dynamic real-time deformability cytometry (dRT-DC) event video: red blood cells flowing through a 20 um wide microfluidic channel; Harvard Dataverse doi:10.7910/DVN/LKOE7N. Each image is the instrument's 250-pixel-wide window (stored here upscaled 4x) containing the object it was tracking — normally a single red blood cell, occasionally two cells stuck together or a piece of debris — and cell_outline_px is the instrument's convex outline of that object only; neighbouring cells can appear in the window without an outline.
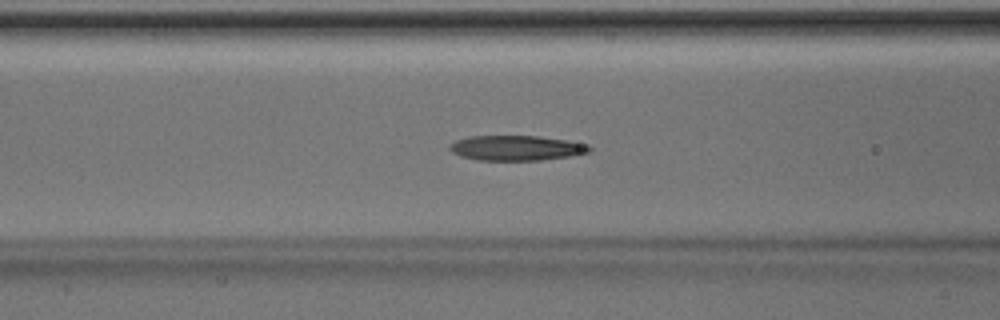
{"species": "Egyptian fruit bat (a non-hibernating species)", "species_latin": "Rousettus aegyptiacus", "temperature_condition": "room temperature", "stored_images_in_passage": 49, "camera_frame_rate_fps": 3000, "um_per_image_px": 0.085, "animal": {"sex": "male"}, "frame": {"image": 1, "passage_image": 19, "time_ms": 6.0, "image_size_px": [1000, 320], "cell_outline_px": [[592, 148], [588, 152], [568, 156], [540, 160], [476, 160], [460, 156], [452, 152], [448, 148], [448, 144], [456, 140], [468, 136], [536, 136], [564, 140], [588, 144]], "centroid_in_image_um": [43.82, 12.58], "position_along_channel_um": 122.8, "area_um2": 20.29}}
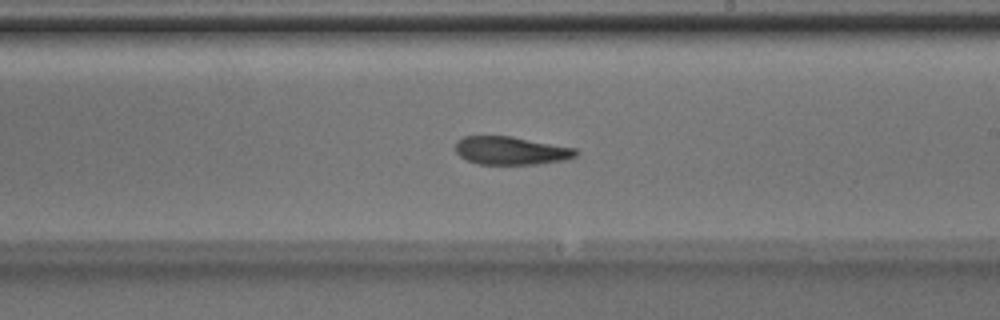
{"frame": {"image": 2, "passage_image": 28, "time_ms": 9.0, "image_size_px": [1000, 320], "cell_outline_px": [[580, 152], [576, 156], [564, 160], [540, 164], [480, 164], [468, 160], [460, 156], [456, 152], [456, 140], [464, 136], [512, 136], [576, 148]], "centroid_in_image_um": [43.46, 12.8], "position_along_channel_um": 245.5, "area_um2": 19.83}}
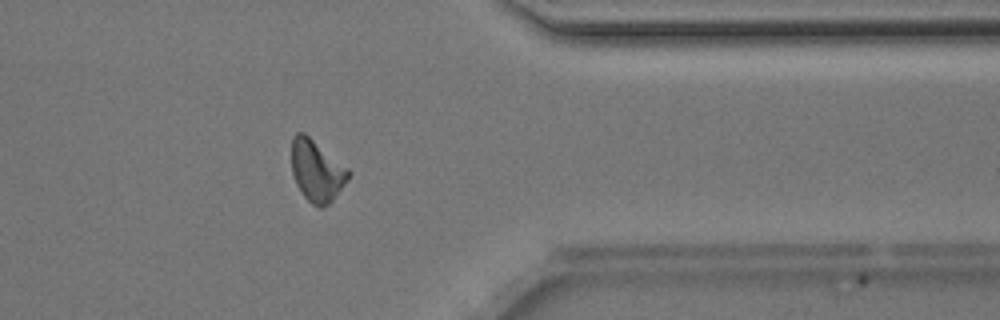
{"frame": {"image": 3, "passage_image": 39, "time_ms": 12.667, "image_size_px": [1000, 320], "cell_outline_px": [[352, 172], [332, 200], [324, 208], [320, 208], [312, 204], [304, 196], [296, 184], [292, 172], [292, 136], [296, 132], [304, 132], [348, 168]], "centroid_in_image_um": [26.9, 14.51], "position_along_channel_um": 384.5, "area_um2": 20.17}}